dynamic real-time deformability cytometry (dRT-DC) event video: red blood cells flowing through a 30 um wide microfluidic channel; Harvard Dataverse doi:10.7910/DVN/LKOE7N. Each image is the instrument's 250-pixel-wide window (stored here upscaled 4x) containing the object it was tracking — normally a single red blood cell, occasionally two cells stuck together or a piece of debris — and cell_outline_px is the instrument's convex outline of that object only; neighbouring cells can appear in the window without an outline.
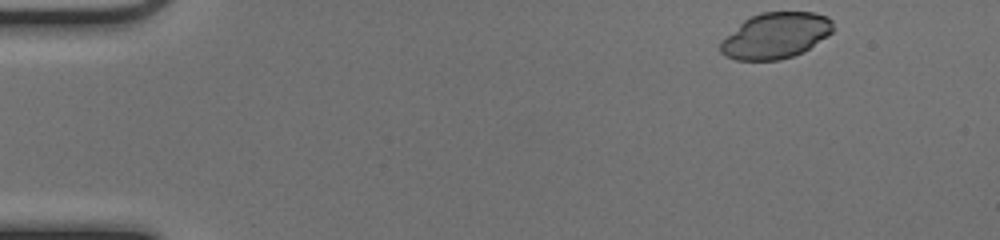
{"species": "common noctule bat (a hibernating species)", "species_latin": "Nyctalus noctula", "temperature_condition": "cold", "stored_images_in_passage": 47, "camera_frame_rate_fps": 3000, "um_per_image_px": 0.085, "animal": {"sex": "female", "body_mass_g": 17.0, "forearm_length_mm": 48.0}, "frame": {"image": 1, "passage_image": 1, "time_ms": 0.0, "image_size_px": [1000, 240], "cell_outline_px": [[832, 32], [828, 36], [804, 52], [780, 60], [736, 60], [724, 56], [720, 52], [720, 40], [744, 20], [760, 12], [816, 12], [828, 16], [832, 20]], "centroid_in_image_um": [65.92, 3.03], "position_along_channel_um": 19.1, "area_um2": 30.35}}